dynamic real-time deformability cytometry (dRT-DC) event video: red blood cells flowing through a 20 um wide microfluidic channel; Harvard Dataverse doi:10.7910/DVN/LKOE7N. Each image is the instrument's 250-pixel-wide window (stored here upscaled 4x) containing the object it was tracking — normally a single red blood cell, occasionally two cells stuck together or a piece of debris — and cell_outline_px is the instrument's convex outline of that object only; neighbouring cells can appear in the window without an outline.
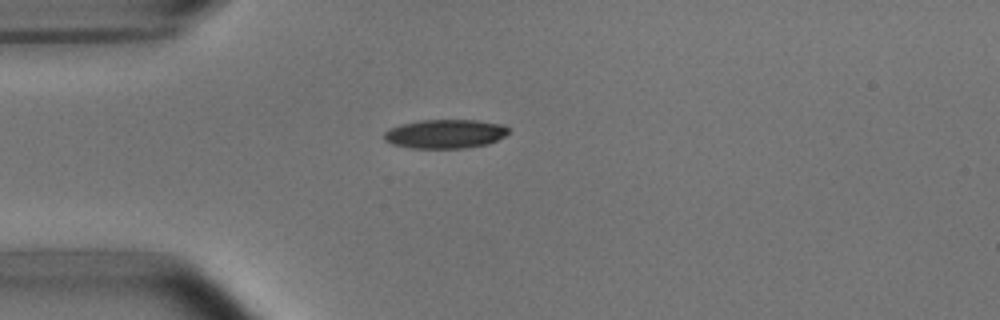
{"species": "common noctule bat (a hibernating species)", "species_latin": "Nyctalus noctula", "temperature_condition": "room temperature", "stored_images_in_passage": 2, "camera_frame_rate_fps": 3000, "um_per_image_px": 0.085, "animal": {"sex": "male", "body_mass_g": 15.6}, "frame": {"image": 1, "passage_image": 1, "time_ms": 0.0, "image_size_px": [1000, 320], "cell_outline_px": [[508, 132], [504, 136], [488, 144], [464, 148], [412, 148], [392, 144], [384, 140], [384, 132], [392, 128], [404, 124], [420, 120], [476, 120], [504, 124], [508, 128]], "centroid_in_image_um": [37.86, 11.38], "position_along_channel_um": 47.1, "area_um2": 20.87}}